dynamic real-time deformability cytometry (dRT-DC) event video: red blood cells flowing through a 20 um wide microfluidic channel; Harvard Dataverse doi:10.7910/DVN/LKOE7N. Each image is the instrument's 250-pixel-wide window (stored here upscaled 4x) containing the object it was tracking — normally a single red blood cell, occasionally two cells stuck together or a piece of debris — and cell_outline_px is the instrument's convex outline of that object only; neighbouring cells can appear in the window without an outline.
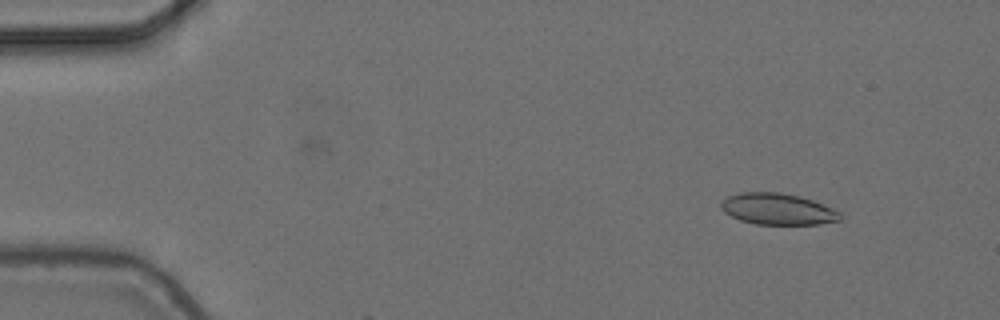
{"species": "common noctule bat (a hibernating species)", "species_latin": "Nyctalus noctula", "temperature_condition": "cold", "stored_images_in_passage": 7, "camera_frame_rate_fps": 3000, "um_per_image_px": 0.085, "animal": {"sex": "female", "body_mass_g": 24.6, "forearm_length_mm": 56.2}, "frame": {"image": 1, "passage_image": 1, "time_ms": 0.0, "image_size_px": [1000, 320], "cell_outline_px": [[840, 220], [820, 224], [756, 224], [740, 220], [724, 212], [720, 208], [720, 204], [728, 196], [740, 192], [780, 192], [800, 196], [812, 200], [832, 208], [840, 212]], "centroid_in_image_um": [66.09, 17.76], "position_along_channel_um": 18.9, "area_um2": 21.68}}
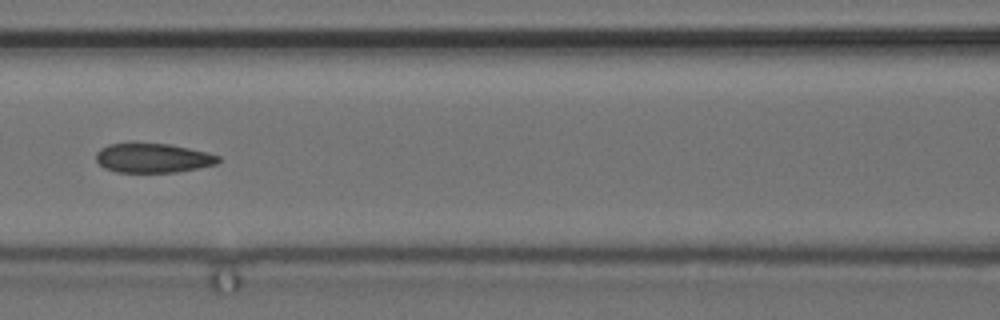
{"frame": {"image": 2, "passage_image": 4, "time_ms": 1.0, "image_size_px": [1000, 320], "cell_outline_px": [[220, 160], [216, 164], [176, 172], [116, 172], [104, 168], [96, 160], [96, 152], [100, 148], [108, 144], [132, 140], [168, 144], [208, 152], [220, 156]], "centroid_in_image_um": [12.93, 13.38], "position_along_channel_um": 153.7, "area_um2": 21.56}}
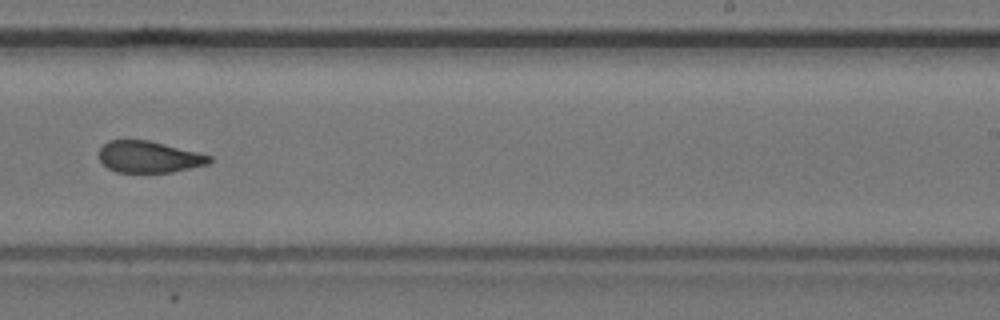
{"frame": {"image": 3, "passage_image": 7, "time_ms": 2.0, "image_size_px": [1000, 320], "cell_outline_px": [[212, 160], [208, 164], [172, 172], [116, 172], [108, 168], [100, 160], [100, 148], [108, 140], [148, 140], [212, 156]], "centroid_in_image_um": [12.65, 13.34], "position_along_channel_um": 276.3, "area_um2": 20.06}}